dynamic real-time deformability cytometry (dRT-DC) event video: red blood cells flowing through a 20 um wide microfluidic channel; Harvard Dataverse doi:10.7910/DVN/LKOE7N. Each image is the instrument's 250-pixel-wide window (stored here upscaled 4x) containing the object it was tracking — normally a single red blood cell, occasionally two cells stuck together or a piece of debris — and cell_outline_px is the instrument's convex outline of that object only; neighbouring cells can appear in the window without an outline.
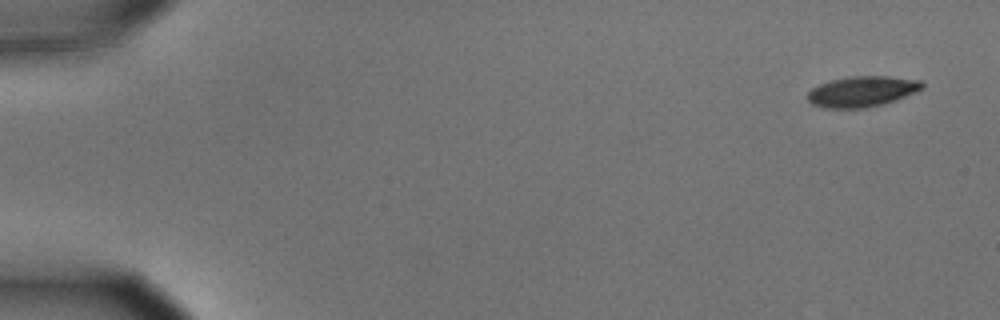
{"species": "common noctule bat (a hibernating species)", "species_latin": "Nyctalus noctula", "temperature_condition": "cold", "stored_images_in_passage": 5, "camera_frame_rate_fps": 3000, "um_per_image_px": 0.085, "animal": {"sex": "male", "body_mass_g": 15.6}, "frame": {"image": 1, "passage_image": 1, "time_ms": 0.0, "image_size_px": [1000, 320], "cell_outline_px": [[924, 88], [916, 92], [896, 100], [884, 104], [864, 108], [824, 108], [812, 104], [808, 100], [808, 92], [812, 88], [820, 84], [832, 80], [848, 76], [888, 76], [920, 80], [924, 84]], "centroid_in_image_um": [73.3, 7.77], "position_along_channel_um": 11.7, "area_um2": 20.52}}
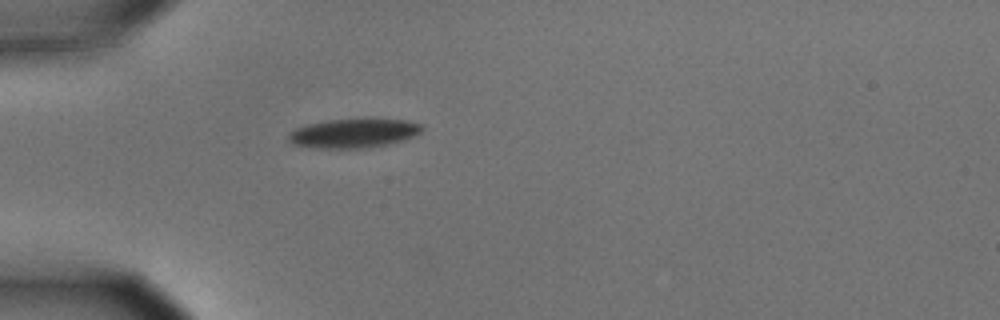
{"frame": {"image": 2, "passage_image": 5, "time_ms": 1.333, "image_size_px": [1000, 320], "cell_outline_px": [[424, 128], [420, 132], [404, 140], [388, 144], [364, 148], [312, 148], [292, 144], [288, 140], [288, 132], [304, 124], [328, 120], [364, 116], [376, 116], [404, 120], [420, 124]], "centroid_in_image_um": [30.04, 11.27], "position_along_channel_um": 55.0, "area_um2": 23.7}}